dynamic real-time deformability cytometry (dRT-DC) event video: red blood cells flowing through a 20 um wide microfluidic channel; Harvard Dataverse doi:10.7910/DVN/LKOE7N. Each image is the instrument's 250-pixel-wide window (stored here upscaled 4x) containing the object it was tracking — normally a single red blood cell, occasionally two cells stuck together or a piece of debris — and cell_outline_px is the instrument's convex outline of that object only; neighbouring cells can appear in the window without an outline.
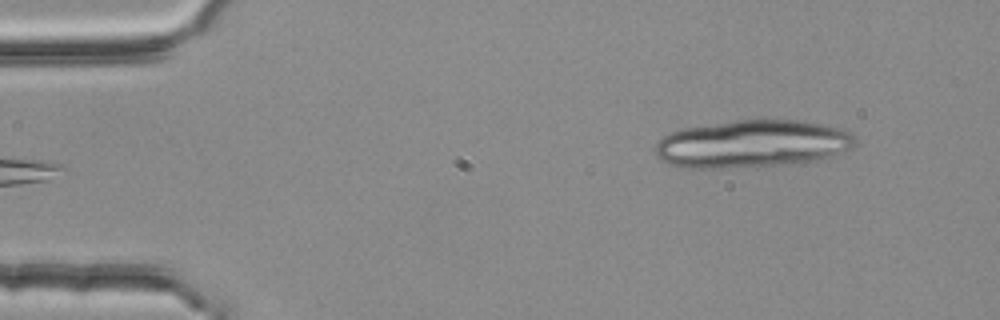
{"species": "common noctule bat (a hibernating species)", "species_latin": "Nyctalus noctula", "temperature_condition": "room temperature", "stored_images_in_passage": 3, "camera_frame_rate_fps": 3000, "um_per_image_px": 0.085, "animal": {"sex": "female", "body_mass_g": 25.1}, "frame": {"image": 1, "passage_image": 3, "time_ms": 0.667, "image_size_px": [1000, 320], "cell_outline_px": [[856, 144], [852, 148], [832, 156], [820, 160], [788, 164], [728, 168], [680, 168], [660, 160], [656, 156], [652, 148], [664, 136], [680, 128], [736, 120], [804, 120], [824, 124], [848, 132], [856, 140]], "centroid_in_image_um": [63.89, 12.24], "position_along_channel_um": 21.1, "area_um2": 55.83}}